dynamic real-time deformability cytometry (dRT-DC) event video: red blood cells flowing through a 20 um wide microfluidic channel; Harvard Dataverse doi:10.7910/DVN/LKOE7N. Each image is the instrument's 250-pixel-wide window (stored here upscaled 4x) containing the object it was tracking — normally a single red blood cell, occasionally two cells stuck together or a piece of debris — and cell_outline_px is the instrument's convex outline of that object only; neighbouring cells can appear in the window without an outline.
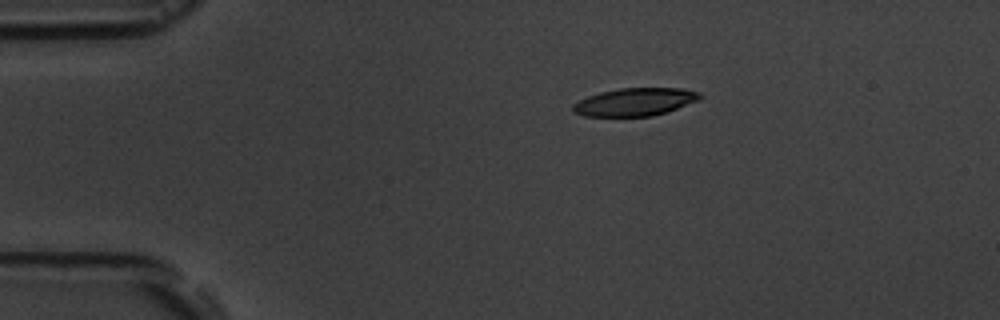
{"species": "common noctule bat (a hibernating species)", "species_latin": "Nyctalus noctula", "temperature_condition": "room temperature", "stored_images_in_passage": 7, "camera_frame_rate_fps": 3000, "um_per_image_px": 0.085, "animal": {"sex": "male", "body_mass_g": 19.5, "forearm_length_mm": 54.6}, "frame": {"image": 1, "passage_image": 4, "time_ms": 3.333, "image_size_px": [1000, 320], "cell_outline_px": [[704, 96], [700, 100], [668, 112], [652, 116], [584, 116], [572, 112], [572, 104], [588, 96], [600, 92], [620, 88], [684, 88], [700, 92]], "centroid_in_image_um": [54.02, 8.66], "position_along_channel_um": 31.0, "area_um2": 20.87}}
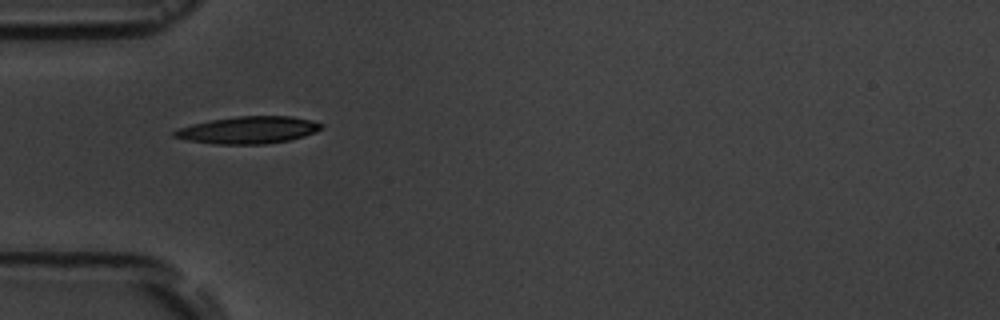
{"frame": {"image": 2, "passage_image": 6, "time_ms": 5.667, "image_size_px": [1000, 320], "cell_outline_px": [[324, 128], [316, 132], [304, 136], [288, 140], [264, 144], [216, 144], [188, 140], [172, 136], [172, 132], [180, 128], [192, 124], [212, 120], [236, 116], [292, 116], [312, 120], [324, 124]], "centroid_in_image_um": [21.15, 11.04], "position_along_channel_um": 63.8, "area_um2": 23.24}}
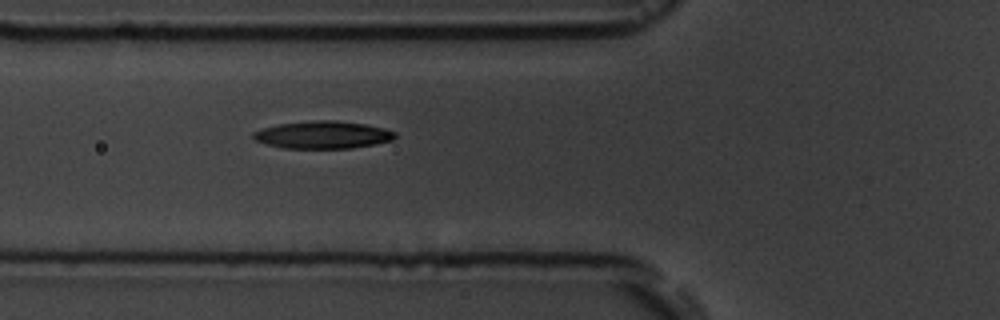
{"frame": {"image": 3, "passage_image": 7, "time_ms": 6.667, "image_size_px": [1000, 320], "cell_outline_px": [[396, 136], [392, 140], [376, 144], [352, 148], [284, 148], [264, 144], [256, 140], [252, 136], [252, 132], [264, 128], [280, 124], [312, 120], [332, 120], [364, 124], [384, 128], [396, 132]], "centroid_in_image_um": [27.44, 11.46], "position_along_channel_um": 98.4, "area_um2": 22.66}}